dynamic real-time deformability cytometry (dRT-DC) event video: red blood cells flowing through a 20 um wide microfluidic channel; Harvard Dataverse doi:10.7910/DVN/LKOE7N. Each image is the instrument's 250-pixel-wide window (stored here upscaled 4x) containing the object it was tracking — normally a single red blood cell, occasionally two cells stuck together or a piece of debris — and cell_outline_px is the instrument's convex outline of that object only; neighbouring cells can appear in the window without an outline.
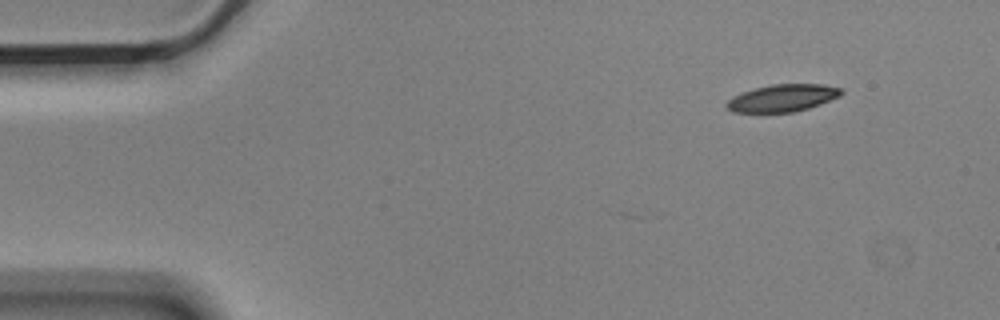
{"species": "Egyptian fruit bat (a non-hibernating species)", "species_latin": "Rousettus aegyptiacus", "temperature_condition": "cold", "stored_images_in_passage": 5, "camera_frame_rate_fps": 3000, "um_per_image_px": 0.085, "animal": {"sex": "male"}, "frame": {"image": 1, "passage_image": 1, "time_ms": 0.0, "image_size_px": [1000, 320], "cell_outline_px": [[844, 92], [840, 96], [820, 104], [808, 108], [792, 112], [732, 112], [724, 104], [732, 96], [740, 92], [772, 84], [824, 84], [840, 88]], "centroid_in_image_um": [66.5, 8.32], "position_along_channel_um": 18.5, "area_um2": 18.21}}
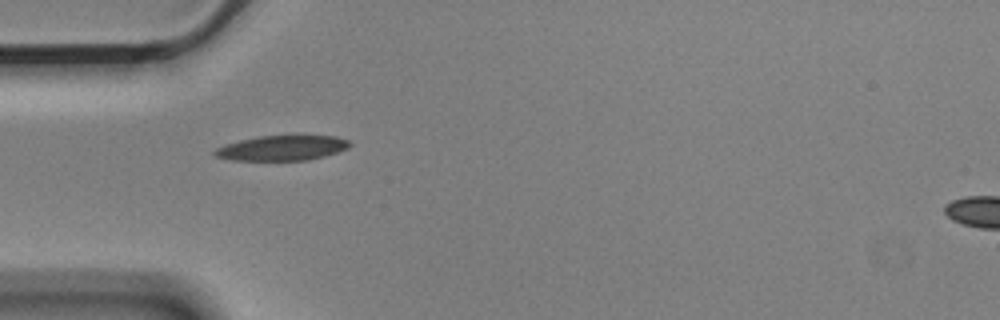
{"frame": {"image": 2, "passage_image": 4, "time_ms": 1.0, "image_size_px": [1000, 320], "cell_outline_px": [[352, 144], [348, 148], [324, 156], [308, 160], [232, 160], [216, 156], [212, 152], [216, 148], [224, 144], [240, 140], [260, 136], [336, 136], [348, 140]], "centroid_in_image_um": [23.96, 12.58], "position_along_channel_um": 61.0, "area_um2": 19.54}}
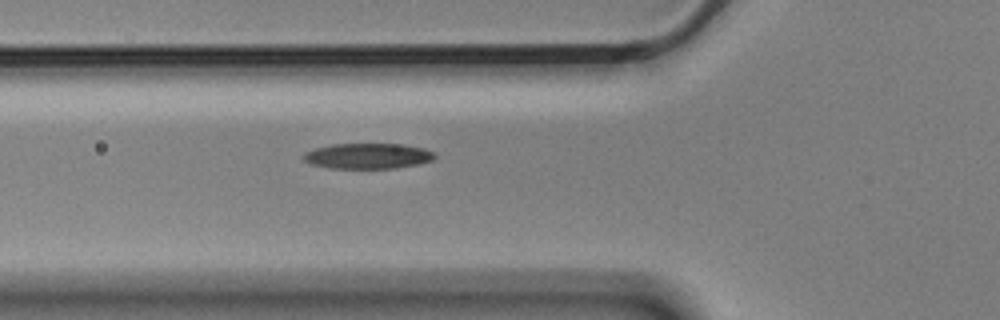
{"frame": {"image": 3, "passage_image": 5, "time_ms": 1.333, "image_size_px": [1000, 320], "cell_outline_px": [[436, 156], [432, 160], [420, 164], [396, 168], [328, 168], [312, 164], [304, 160], [300, 156], [304, 152], [316, 148], [332, 144], [404, 144], [424, 148], [432, 152]], "centroid_in_image_um": [31.25, 13.26], "position_along_channel_um": 94.6, "area_um2": 19.59}}